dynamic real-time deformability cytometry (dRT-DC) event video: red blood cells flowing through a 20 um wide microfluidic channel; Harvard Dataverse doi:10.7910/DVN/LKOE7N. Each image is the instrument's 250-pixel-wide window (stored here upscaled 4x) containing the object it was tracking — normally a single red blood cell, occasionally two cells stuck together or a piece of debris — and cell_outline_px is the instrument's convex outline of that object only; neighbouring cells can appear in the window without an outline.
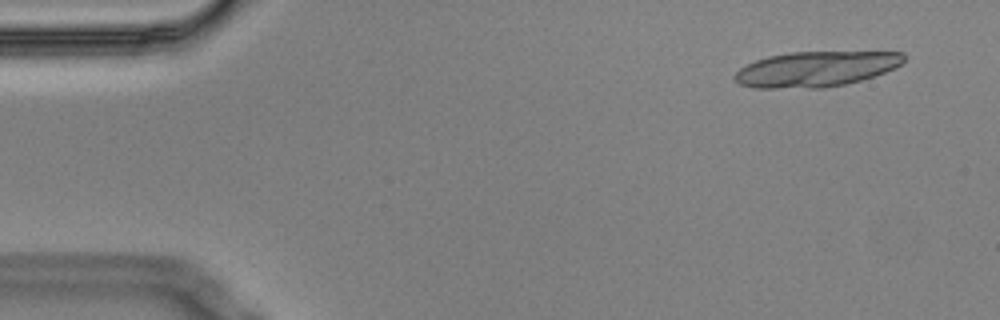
{"species": "Egyptian fruit bat (a non-hibernating species)", "species_latin": "Rousettus aegyptiacus", "temperature_condition": "cold", "stored_images_in_passage": 13, "segment_of_instrument_passage": [1, 2], "camera_frame_rate_fps": 3000, "um_per_image_px": 0.085, "animal": {"sex": "male"}, "frame": {"image": 1, "passage_image": 1, "time_ms": 0.0, "image_size_px": [1000, 320], "cell_outline_px": [[904, 60], [896, 68], [860, 80], [844, 84], [824, 88], [752, 88], [740, 84], [732, 76], [740, 68], [756, 60], [768, 56], [792, 52], [904, 52]], "centroid_in_image_um": [69.33, 5.87], "position_along_channel_um": 15.7, "area_um2": 34.68}}